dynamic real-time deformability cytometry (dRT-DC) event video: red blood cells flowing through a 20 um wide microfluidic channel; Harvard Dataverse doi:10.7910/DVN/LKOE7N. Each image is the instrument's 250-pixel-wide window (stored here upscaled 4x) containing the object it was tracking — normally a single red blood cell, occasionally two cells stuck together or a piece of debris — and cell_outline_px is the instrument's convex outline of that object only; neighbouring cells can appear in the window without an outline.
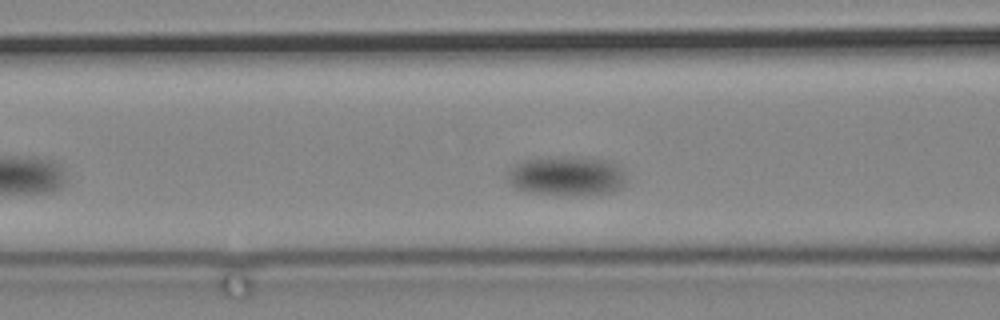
{"species": "common noctule bat (a hibernating species)", "species_latin": "Nyctalus noctula", "temperature_condition": "cold", "stored_images_in_passage": 54, "camera_frame_rate_fps": 3000, "um_per_image_px": 0.085, "animal": {"sex": "male", "body_mass_g": 19.2, "forearm_length_mm": 51.8}, "frame": {"image": 1, "passage_image": 10, "time_ms": 3.0, "image_size_px": [1000, 320], "cell_outline_px": [[628, 180], [620, 188], [612, 192], [568, 196], [532, 192], [516, 188], [508, 180], [508, 172], [512, 164], [524, 160], [552, 156], [572, 156], [612, 160], [620, 168]], "centroid_in_image_um": [48.19, 14.94], "position_along_channel_um": 118.4, "area_um2": 27.74}}
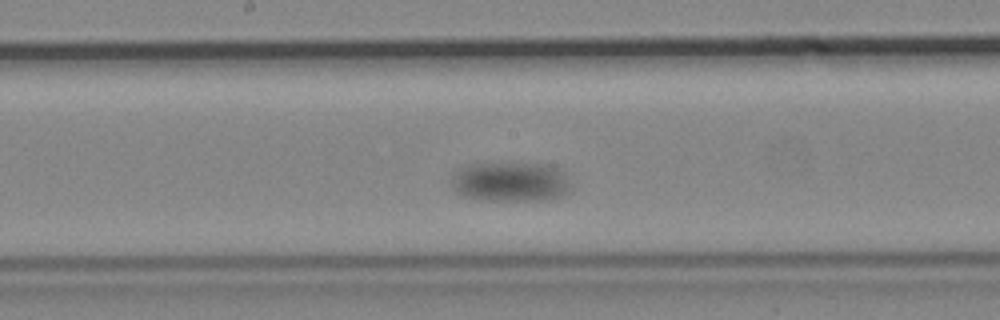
{"frame": {"image": 2, "passage_image": 23, "time_ms": 7.333, "image_size_px": [1000, 320], "cell_outline_px": [[572, 192], [564, 196], [544, 200], [488, 200], [464, 196], [456, 192], [452, 188], [452, 172], [468, 164], [548, 164], [564, 172], [572, 184]], "centroid_in_image_um": [43.44, 15.46], "position_along_channel_um": 204.8, "area_um2": 27.86}}
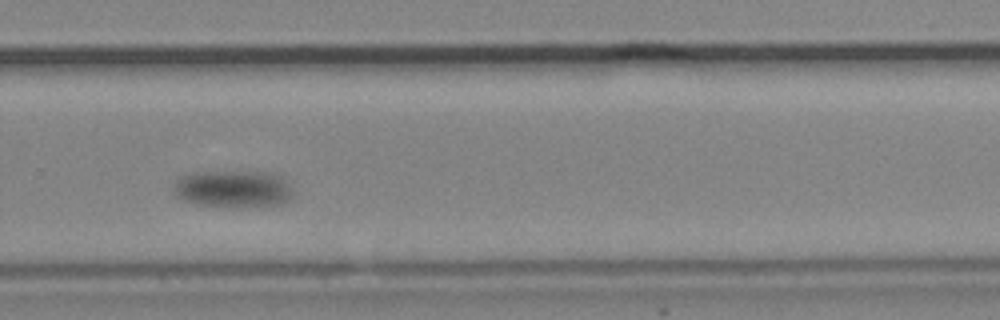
{"frame": {"image": 3, "passage_image": 38, "time_ms": 12.333, "image_size_px": [1000, 320], "cell_outline_px": [[292, 196], [288, 200], [280, 204], [236, 208], [192, 204], [176, 196], [172, 188], [176, 180], [180, 176], [188, 172], [272, 172], [280, 176], [288, 184], [292, 192]], "centroid_in_image_um": [19.76, 16.07], "position_along_channel_um": 310.0, "area_um2": 26.24}}